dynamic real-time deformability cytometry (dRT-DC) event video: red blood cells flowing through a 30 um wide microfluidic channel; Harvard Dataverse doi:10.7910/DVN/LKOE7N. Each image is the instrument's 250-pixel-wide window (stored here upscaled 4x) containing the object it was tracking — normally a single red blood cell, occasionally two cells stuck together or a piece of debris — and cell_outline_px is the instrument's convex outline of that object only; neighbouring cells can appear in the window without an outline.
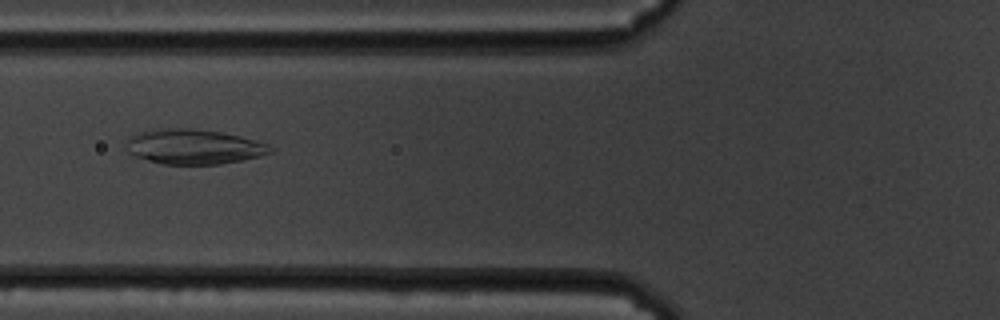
{"species": "common noctule bat (a hibernating species)", "species_latin": "Nyctalus noctula", "temperature_condition": "cold", "stored_images_in_passage": 45, "camera_frame_rate_fps": 3000, "um_per_image_px": 0.085, "animal": {"sex": "male", "body_mass_g": 19.5, "forearm_length_mm": 54.6}, "frame": {"image": 1, "passage_image": 9, "time_ms": 2.667, "image_size_px": [1000, 320], "cell_outline_px": [[272, 152], [260, 156], [220, 164], [164, 164], [148, 160], [136, 156], [128, 152], [124, 144], [128, 136], [140, 132], [160, 128], [188, 128], [220, 132], [240, 136], [256, 140], [268, 144], [272, 148]], "centroid_in_image_um": [16.43, 12.46], "position_along_channel_um": 109.4, "area_um2": 29.3}}
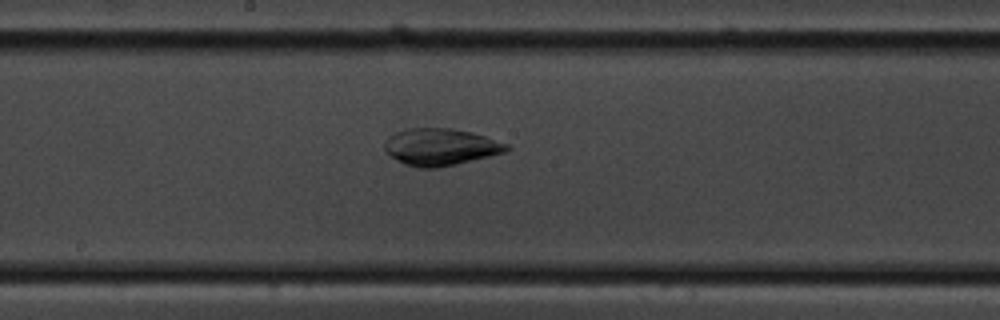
{"frame": {"image": 2, "passage_image": 18, "time_ms": 5.667, "image_size_px": [1000, 320], "cell_outline_px": [[512, 148], [504, 152], [456, 164], [436, 168], [416, 168], [404, 164], [396, 160], [384, 152], [384, 144], [388, 136], [396, 132], [408, 128], [452, 128], [472, 132], [508, 144]], "centroid_in_image_um": [37.4, 12.49], "position_along_channel_um": 210.8, "area_um2": 26.36}}
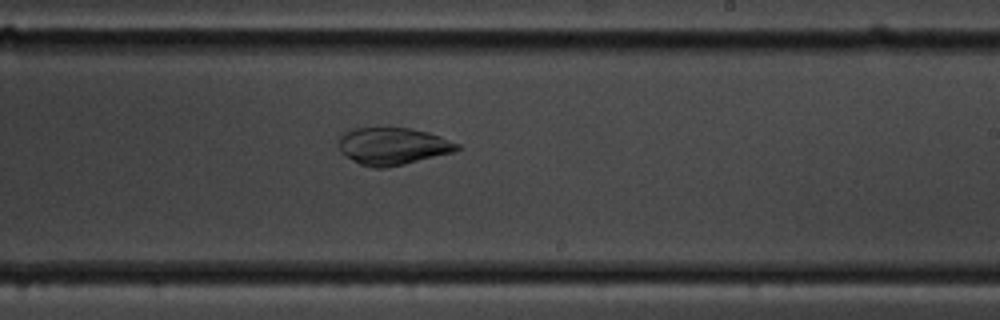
{"frame": {"image": 3, "passage_image": 22, "time_ms": 7.0, "image_size_px": [1000, 320], "cell_outline_px": [[460, 148], [452, 152], [404, 164], [384, 168], [372, 168], [360, 164], [352, 160], [340, 152], [340, 136], [344, 132], [352, 128], [408, 128], [428, 132], [440, 136], [460, 144]], "centroid_in_image_um": [33.37, 12.42], "position_along_channel_um": 255.6, "area_um2": 25.49}}